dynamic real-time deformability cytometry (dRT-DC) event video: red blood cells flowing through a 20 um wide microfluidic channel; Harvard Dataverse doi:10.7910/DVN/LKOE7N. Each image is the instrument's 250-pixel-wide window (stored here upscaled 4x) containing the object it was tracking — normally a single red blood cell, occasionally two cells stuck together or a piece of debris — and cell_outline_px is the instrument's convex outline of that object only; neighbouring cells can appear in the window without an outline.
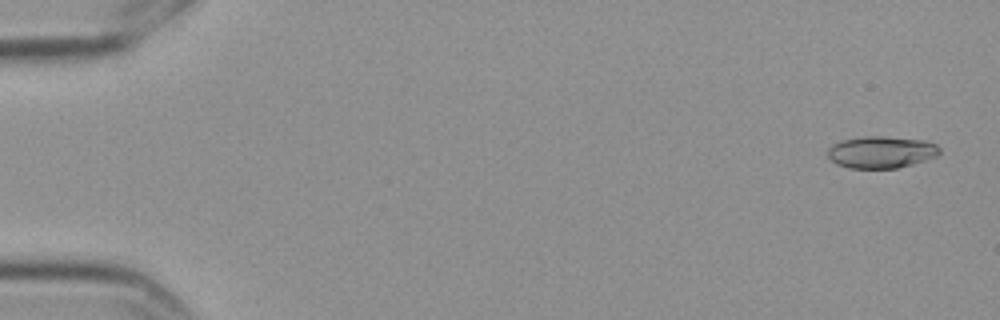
{"species": "Egyptian fruit bat (a non-hibernating species)", "species_latin": "Rousettus aegyptiacus", "temperature_condition": "cold", "stored_images_in_passage": 5, "camera_frame_rate_fps": 3000, "um_per_image_px": 0.085, "frame": {"image": 1, "passage_image": 1, "time_ms": 0.0, "image_size_px": [1000, 320], "cell_outline_px": [[940, 152], [936, 156], [912, 164], [896, 168], [848, 168], [836, 164], [828, 156], [828, 148], [832, 144], [840, 140], [864, 136], [884, 136], [928, 140], [936, 144], [940, 148]], "centroid_in_image_um": [74.9, 12.91], "position_along_channel_um": 10.1, "area_um2": 20.98}}
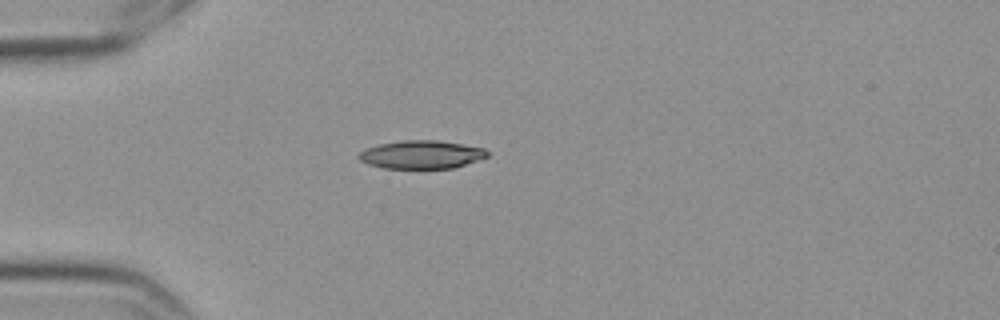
{"frame": {"image": 2, "passage_image": 5, "time_ms": 1.333, "image_size_px": [1000, 320], "cell_outline_px": [[488, 156], [452, 168], [384, 168], [368, 164], [360, 160], [356, 156], [360, 152], [368, 148], [380, 144], [404, 140], [440, 140], [484, 148], [488, 152]], "centroid_in_image_um": [35.8, 13.13], "position_along_channel_um": 49.2, "area_um2": 20.87}}